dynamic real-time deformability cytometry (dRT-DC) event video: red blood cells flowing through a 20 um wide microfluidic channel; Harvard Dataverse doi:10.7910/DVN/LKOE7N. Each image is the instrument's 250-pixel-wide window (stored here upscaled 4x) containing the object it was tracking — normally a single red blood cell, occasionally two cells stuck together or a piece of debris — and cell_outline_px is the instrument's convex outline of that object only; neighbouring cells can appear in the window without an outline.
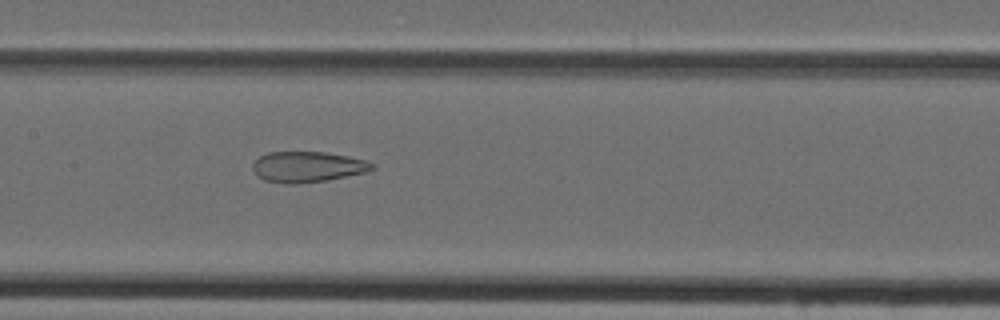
{"species": "Egyptian fruit bat (a non-hibernating species)", "species_latin": "Rousettus aegyptiacus", "temperature_condition": "cold", "stored_images_in_passage": 47, "camera_frame_rate_fps": 3000, "um_per_image_px": 0.085, "animal": {"sex": "female"}, "frame": {"image": 1, "passage_image": 23, "time_ms": 7.333, "image_size_px": [1000, 320], "cell_outline_px": [[376, 168], [368, 172], [328, 180], [296, 184], [284, 184], [264, 180], [252, 168], [252, 164], [260, 156], [268, 152], [324, 152], [348, 156], [364, 160], [376, 164]], "centroid_in_image_um": [26.18, 14.19], "position_along_channel_um": 181.2, "area_um2": 21.44}}
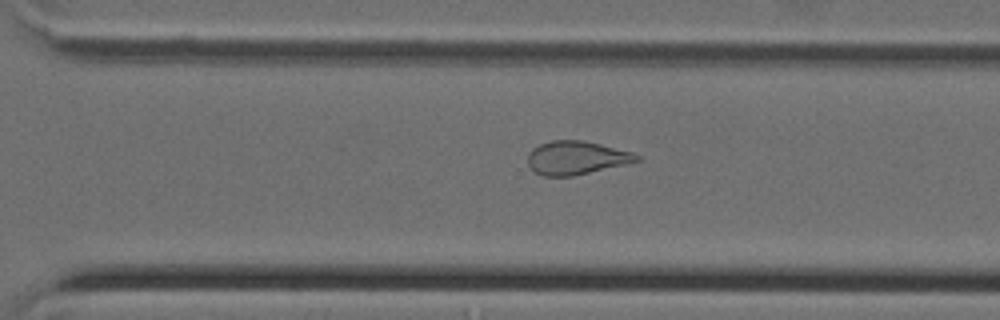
{"frame": {"image": 2, "passage_image": 33, "time_ms": 10.667, "image_size_px": [1000, 320], "cell_outline_px": [[640, 160], [628, 164], [572, 176], [544, 176], [536, 172], [528, 164], [528, 152], [532, 148], [540, 144], [552, 140], [584, 140], [632, 152], [640, 156]], "centroid_in_image_um": [48.99, 13.41], "position_along_channel_um": 321.6, "area_um2": 21.21}}
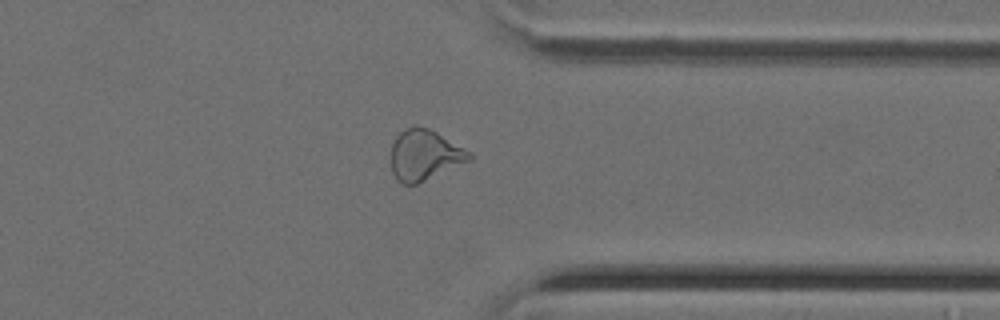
{"frame": {"image": 3, "passage_image": 37, "time_ms": 12.0, "image_size_px": [1000, 320], "cell_outline_px": [[472, 160], [416, 184], [404, 184], [396, 180], [392, 172], [392, 144], [396, 136], [404, 128], [416, 124], [428, 128], [436, 132], [472, 152]], "centroid_in_image_um": [36.09, 13.16], "position_along_channel_um": 375.3, "area_um2": 23.18}}